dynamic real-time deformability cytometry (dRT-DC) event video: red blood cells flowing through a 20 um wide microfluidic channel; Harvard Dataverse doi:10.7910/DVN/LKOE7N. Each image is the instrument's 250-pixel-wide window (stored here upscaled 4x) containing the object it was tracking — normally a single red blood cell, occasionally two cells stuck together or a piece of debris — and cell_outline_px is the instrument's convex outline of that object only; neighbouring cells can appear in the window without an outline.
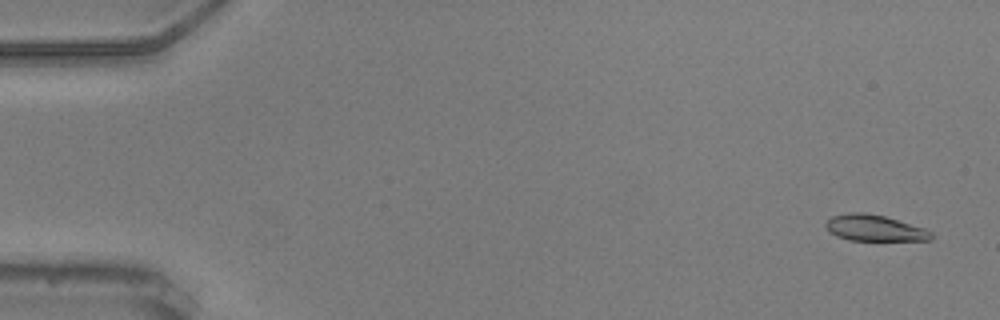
{"species": "common noctule bat (a hibernating species)", "species_latin": "Nyctalus noctula", "temperature_condition": "warm", "stored_images_in_passage": 56, "camera_frame_rate_fps": 3000, "um_per_image_px": 0.085, "animal": {"sex": "male", "body_mass_g": 20.5, "forearm_length_mm": 52.5}, "frame": {"image": 1, "passage_image": 3, "time_ms": 0.667, "image_size_px": [1000, 320], "cell_outline_px": [[932, 240], [848, 240], [836, 236], [828, 232], [824, 224], [832, 216], [848, 212], [864, 212], [884, 216], [924, 228], [932, 232]], "centroid_in_image_um": [74.29, 19.38], "position_along_channel_um": 10.7, "area_um2": 16.07}}
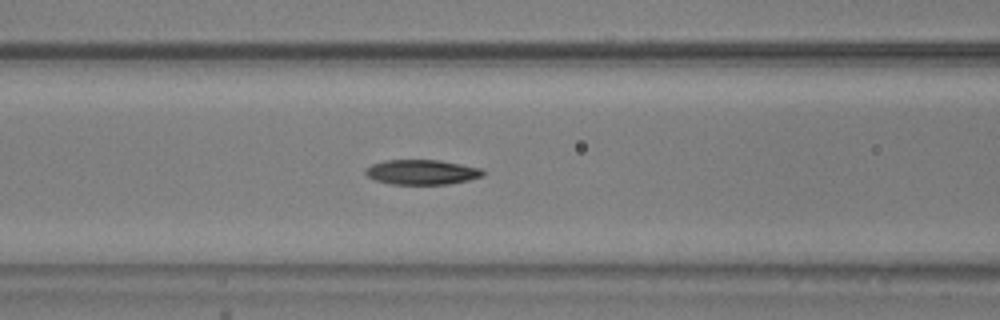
{"frame": {"image": 2, "passage_image": 24, "time_ms": 7.667, "image_size_px": [1000, 320], "cell_outline_px": [[484, 176], [468, 180], [448, 184], [392, 184], [376, 180], [368, 176], [364, 172], [364, 168], [372, 164], [384, 160], [440, 160], [480, 168], [484, 172]], "centroid_in_image_um": [35.84, 14.62], "position_along_channel_um": 130.8, "area_um2": 16.99}}
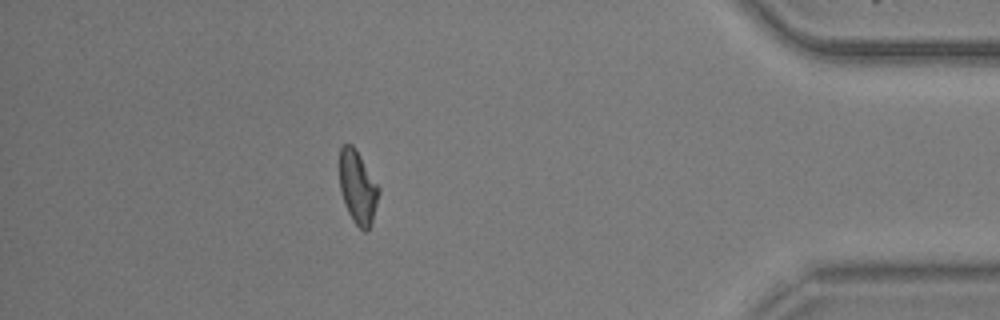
{"frame": {"image": 3, "passage_image": 50, "time_ms": 16.333, "image_size_px": [1000, 320], "cell_outline_px": [[380, 192], [372, 220], [368, 228], [364, 232], [352, 220], [344, 204], [340, 192], [336, 164], [340, 148], [344, 144], [352, 144], [356, 148], [380, 188]], "centroid_in_image_um": [30.34, 15.84], "position_along_channel_um": 404.9, "area_um2": 17.34}, "authors_computed_cell_mechanics": {"area_um2": 17.1666, "velocity_mm_per_s": 3.6641, "shape_relaxation_time_tau1_ms": 9.8731, "shape_relaxation_time_tau2_ms": 4.1821, "deformation_change_tau1": 0.2314, "deformation_change_tau2": 0.1037}}